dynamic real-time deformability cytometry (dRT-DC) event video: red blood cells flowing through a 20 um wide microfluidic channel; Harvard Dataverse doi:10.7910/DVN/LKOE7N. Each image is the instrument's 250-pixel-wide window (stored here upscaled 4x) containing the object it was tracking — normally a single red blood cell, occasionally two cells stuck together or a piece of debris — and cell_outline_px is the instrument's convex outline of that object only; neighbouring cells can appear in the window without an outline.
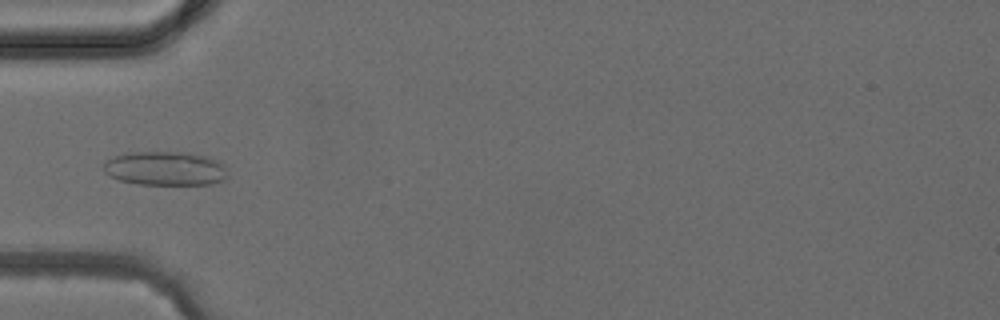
{"species": "common noctule bat (a hibernating species)", "species_latin": "Nyctalus noctula", "temperature_condition": "cold", "stored_images_in_passage": 4, "camera_frame_rate_fps": 3000, "um_per_image_px": 0.085, "animal": {"sex": "female", "body_mass_g": 24.6, "forearm_length_mm": 56.2}, "frame": {"image": 1, "passage_image": 4, "time_ms": 4.333, "image_size_px": [1000, 320], "cell_outline_px": [[228, 176], [224, 180], [212, 184], [136, 184], [120, 180], [108, 176], [104, 172], [104, 160], [124, 152], [188, 152], [220, 160]], "centroid_in_image_um": [14.01, 14.31], "position_along_channel_um": 71.0, "area_um2": 24.85}}